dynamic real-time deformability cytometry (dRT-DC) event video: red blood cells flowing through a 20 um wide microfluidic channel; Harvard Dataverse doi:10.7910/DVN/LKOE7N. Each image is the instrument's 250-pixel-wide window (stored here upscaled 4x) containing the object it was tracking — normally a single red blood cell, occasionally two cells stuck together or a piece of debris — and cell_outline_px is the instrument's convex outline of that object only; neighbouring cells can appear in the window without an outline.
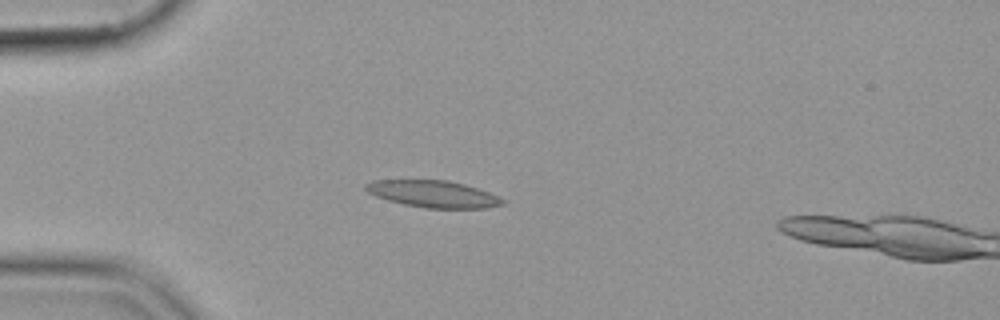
{"species": "common noctule bat (a hibernating species)", "species_latin": "Nyctalus noctula", "temperature_condition": "cold", "stored_images_in_passage": 42, "camera_frame_rate_fps": 3000, "um_per_image_px": 0.085, "animal": {"sex": "female", "body_mass_g": 19.9}, "frame": {"image": 1, "passage_image": 3, "time_ms": 0.667, "image_size_px": [1000, 320], "cell_outline_px": [[504, 204], [488, 208], [424, 208], [404, 204], [388, 200], [376, 196], [368, 192], [364, 188], [364, 184], [372, 180], [448, 180], [464, 184], [488, 192], [504, 200]], "centroid_in_image_um": [36.79, 16.48], "position_along_channel_um": 48.2, "area_um2": 21.33}}
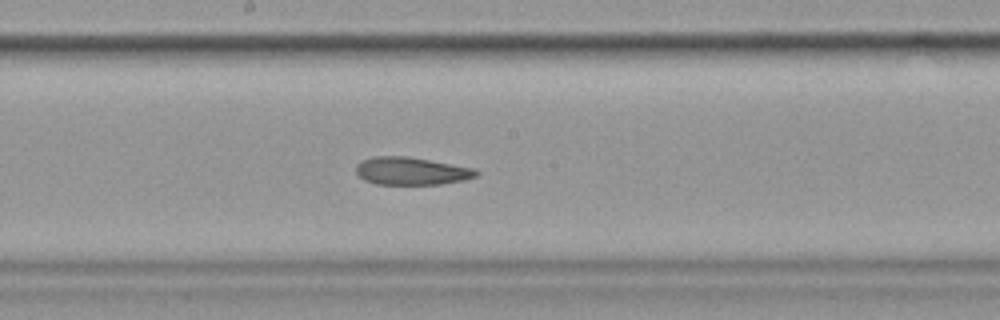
{"frame": {"image": 2, "passage_image": 18, "time_ms": 5.667, "image_size_px": [1000, 320], "cell_outline_px": [[480, 172], [476, 176], [464, 180], [440, 184], [376, 184], [364, 180], [356, 172], [356, 164], [360, 160], [372, 156], [404, 156], [476, 168]], "centroid_in_image_um": [34.95, 14.53], "position_along_channel_um": 213.3, "area_um2": 19.42}}
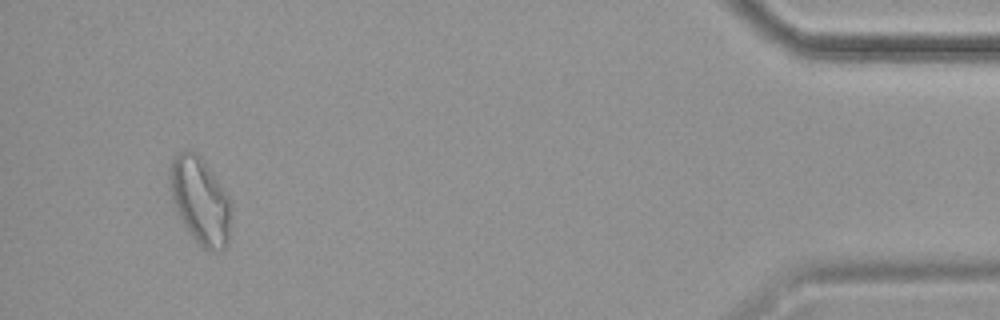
{"frame": {"image": 3, "passage_image": 40, "time_ms": 13.0, "image_size_px": [1000, 320], "cell_outline_px": [[228, 244], [220, 252], [208, 252], [188, 232], [172, 200], [168, 184], [168, 168], [172, 156], [184, 148], [188, 148], [196, 152], [204, 160], [228, 196]], "centroid_in_image_um": [16.94, 16.99], "position_along_channel_um": 418.3, "area_um2": 30.98}}